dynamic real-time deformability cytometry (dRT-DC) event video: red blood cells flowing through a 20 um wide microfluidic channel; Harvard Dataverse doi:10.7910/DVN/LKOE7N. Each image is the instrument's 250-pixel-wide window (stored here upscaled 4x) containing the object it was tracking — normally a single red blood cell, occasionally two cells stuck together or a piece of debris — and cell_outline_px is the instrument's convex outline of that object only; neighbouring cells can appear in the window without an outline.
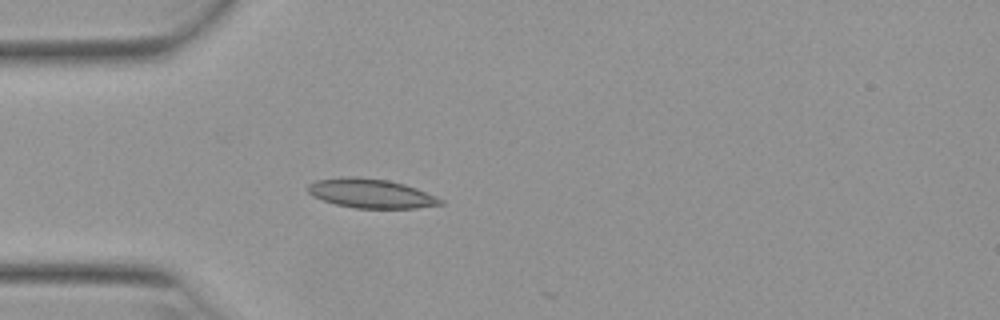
{"species": "Egyptian fruit bat (a non-hibernating species)", "species_latin": "Rousettus aegyptiacus", "temperature_condition": "warm", "stored_images_in_passage": 15, "camera_frame_rate_fps": 3000, "um_per_image_px": 0.085, "animal": {"sex": "female"}, "frame": {"image": 1, "passage_image": 14, "time_ms": 4.333, "image_size_px": [1000, 320], "cell_outline_px": [[444, 204], [416, 208], [356, 208], [336, 204], [312, 196], [308, 192], [308, 184], [316, 180], [352, 176], [388, 180], [404, 184], [416, 188], [444, 200]], "centroid_in_image_um": [31.54, 16.44], "position_along_channel_um": 53.5, "area_um2": 22.37}}